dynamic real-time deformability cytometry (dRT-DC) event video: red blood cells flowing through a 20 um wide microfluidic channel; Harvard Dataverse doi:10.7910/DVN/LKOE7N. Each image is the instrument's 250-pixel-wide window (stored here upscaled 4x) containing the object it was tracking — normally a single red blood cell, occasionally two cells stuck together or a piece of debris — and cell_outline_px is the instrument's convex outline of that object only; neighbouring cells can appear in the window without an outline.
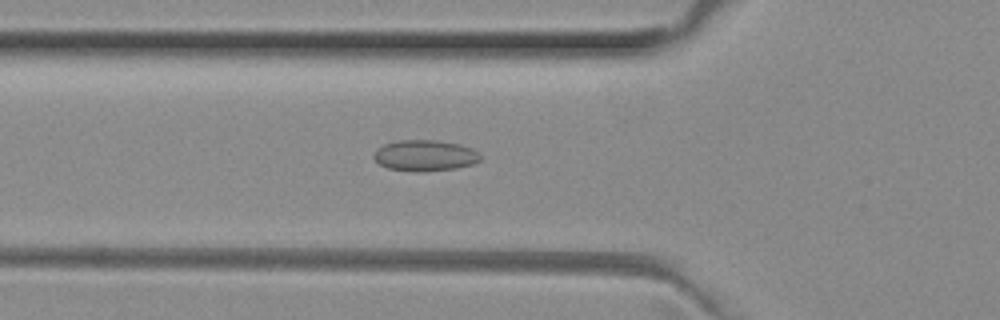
{"species": "common noctule bat (a hibernating species)", "species_latin": "Nyctalus noctula", "temperature_condition": "room temperature", "stored_images_in_passage": 51, "camera_frame_rate_fps": 3000, "um_per_image_px": 0.085, "animal": {"sex": "female", "body_mass_g": 29.2, "forearm_length_mm": 56.3}, "frame": {"image": 1, "passage_image": 18, "time_ms": 5.667, "image_size_px": [1000, 320], "cell_outline_px": [[480, 160], [472, 164], [456, 168], [420, 172], [412, 172], [388, 168], [380, 164], [372, 156], [376, 148], [384, 144], [400, 140], [436, 140], [460, 144], [472, 148], [480, 156]], "centroid_in_image_um": [36.09, 13.22], "position_along_channel_um": 89.7, "area_um2": 19.31}}
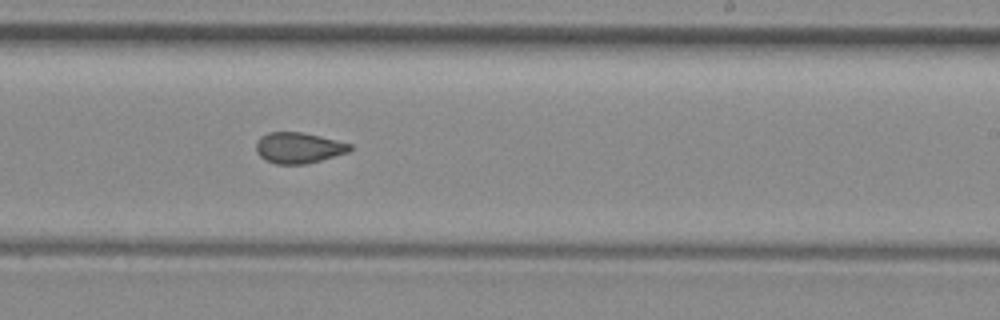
{"frame": {"image": 2, "passage_image": 31, "time_ms": 10.0, "image_size_px": [1000, 320], "cell_outline_px": [[352, 148], [348, 152], [320, 160], [304, 164], [276, 164], [264, 160], [256, 152], [256, 140], [260, 136], [268, 132], [300, 132], [320, 136], [352, 144]], "centroid_in_image_um": [25.33, 12.56], "position_along_channel_um": 263.7, "area_um2": 16.88}}
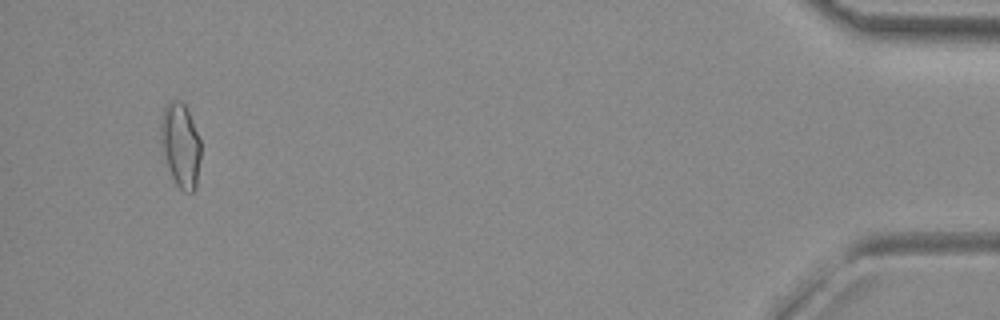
{"frame": {"image": 3, "passage_image": 49, "time_ms": 16.0, "image_size_px": [1000, 320], "cell_outline_px": [[200, 160], [196, 188], [192, 192], [184, 192], [176, 184], [168, 168], [160, 148], [160, 120], [164, 108], [172, 100], [180, 100], [184, 104], [188, 112], [200, 140]], "centroid_in_image_um": [15.32, 12.36], "position_along_channel_um": 419.9, "area_um2": 19.71}, "authors_computed_cell_mechanics": {"area_um2": 17.7446, "velocity_mm_per_s": 4.0021, "shape_relaxation_time_tau1_ms": null, "shape_relaxation_time_tau2_ms": 1.7098, "deformation_change_tau1": null, "deformation_change_tau2": 0.0799}}